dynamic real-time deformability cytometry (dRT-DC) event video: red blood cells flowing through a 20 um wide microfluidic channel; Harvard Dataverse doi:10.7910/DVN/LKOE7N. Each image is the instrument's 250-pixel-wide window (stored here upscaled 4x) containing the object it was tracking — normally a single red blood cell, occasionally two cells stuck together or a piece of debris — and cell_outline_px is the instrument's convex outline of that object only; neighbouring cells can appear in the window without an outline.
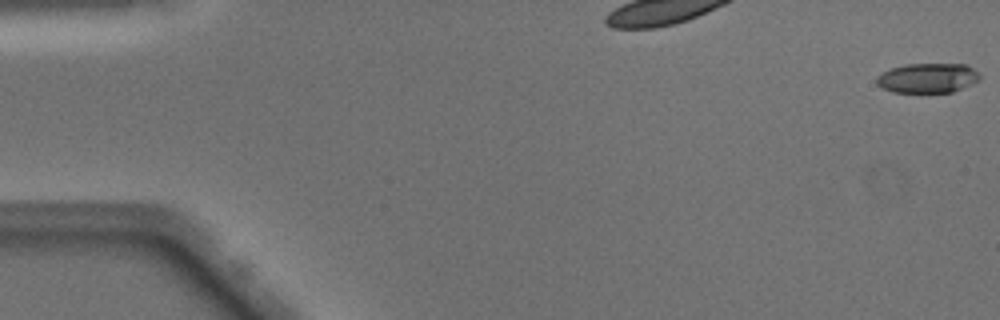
{"species": "Egyptian fruit bat (a non-hibernating species)", "species_latin": "Rousettus aegyptiacus", "temperature_condition": "warm", "stored_images_in_passage": 50, "camera_frame_rate_fps": 3000, "um_per_image_px": 0.085, "animal": {"sex": "male"}, "frame": {"image": 1, "passage_image": 1, "time_ms": 0.0, "image_size_px": [1000, 320], "cell_outline_px": [[980, 80], [972, 84], [952, 92], [892, 92], [876, 84], [876, 76], [880, 72], [904, 64], [968, 64], [980, 72]], "centroid_in_image_um": [78.87, 6.62], "position_along_channel_um": 6.1, "area_um2": 18.09}}
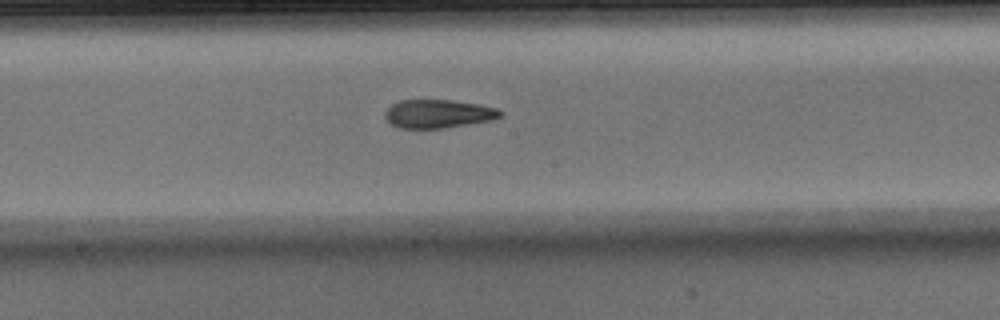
{"frame": {"image": 2, "passage_image": 27, "time_ms": 8.667, "image_size_px": [1000, 320], "cell_outline_px": [[504, 112], [500, 116], [492, 120], [444, 128], [396, 128], [384, 116], [384, 112], [392, 104], [400, 100], [452, 100], [480, 104], [496, 108]], "centroid_in_image_um": [37.24, 9.67], "position_along_channel_um": 211.0, "area_um2": 19.13}}
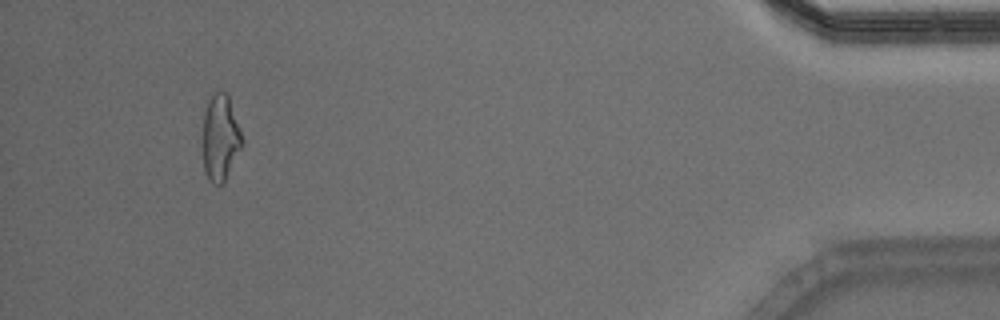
{"frame": {"image": 3, "passage_image": 47, "time_ms": 15.333, "image_size_px": [1000, 320], "cell_outline_px": [[244, 144], [224, 184], [212, 184], [208, 180], [204, 172], [200, 136], [204, 108], [208, 100], [216, 88], [220, 88], [228, 96], [244, 140]], "centroid_in_image_um": [18.68, 11.72], "position_along_channel_um": 416.5, "area_um2": 20.98}, "authors_computed_cell_mechanics": {"area_um2": 19.4786, "velocity_mm_per_s": 4.1038, "shape_relaxation_time_tau1_ms": 5.4839, "shape_relaxation_time_tau2_ms": 2.9219, "deformation_change_tau1": 0.1947, "deformation_change_tau2": 0.1176}}